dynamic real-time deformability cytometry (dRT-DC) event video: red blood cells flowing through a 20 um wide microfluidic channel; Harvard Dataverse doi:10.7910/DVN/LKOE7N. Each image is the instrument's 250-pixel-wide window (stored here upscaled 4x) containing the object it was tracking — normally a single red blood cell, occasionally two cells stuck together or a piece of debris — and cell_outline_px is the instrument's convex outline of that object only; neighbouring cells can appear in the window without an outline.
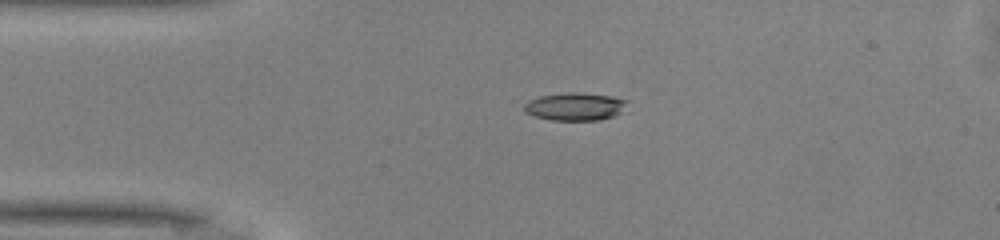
{"species": "common noctule bat (a hibernating species)", "species_latin": "Nyctalus noctula", "temperature_condition": "warm", "stored_images_in_passage": 39, "camera_frame_rate_fps": 3000, "um_per_image_px": 0.085, "animal": {"sex": "male", "body_mass_g": 13.0, "forearm_length_mm": 53.1}, "frame": {"image": 1, "passage_image": 1, "time_ms": 0.0, "image_size_px": [1000, 240], "cell_outline_px": [[628, 100], [620, 112], [612, 116], [600, 120], [552, 120], [536, 116], [524, 112], [524, 104], [528, 100], [540, 96], [564, 92], [580, 92], [612, 96]], "centroid_in_image_um": [48.84, 9.04], "position_along_channel_um": 36.2, "area_um2": 16.65}}
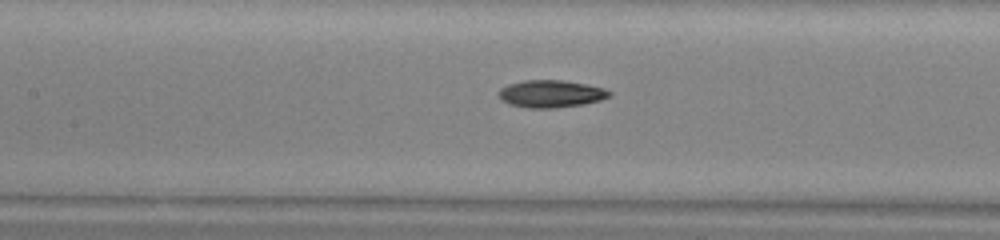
{"frame": {"image": 2, "passage_image": 12, "time_ms": 3.667, "image_size_px": [1000, 240], "cell_outline_px": [[612, 96], [600, 100], [584, 104], [552, 108], [528, 108], [512, 104], [504, 100], [500, 96], [500, 88], [508, 84], [524, 80], [564, 80], [604, 88], [612, 92]], "centroid_in_image_um": [46.88, 7.96], "position_along_channel_um": 160.5, "area_um2": 17.46}}
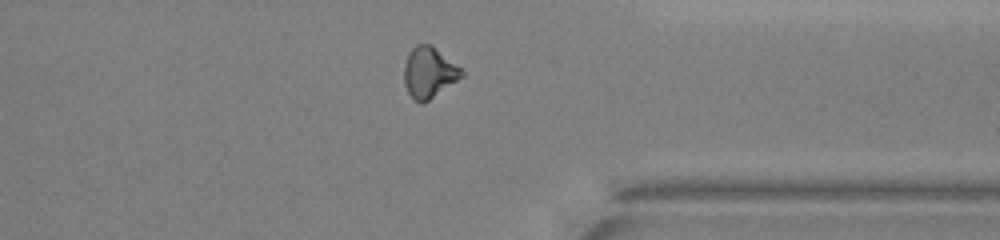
{"frame": {"image": 3, "passage_image": 28, "time_ms": 9.0, "image_size_px": [1000, 240], "cell_outline_px": [[464, 76], [428, 100], [420, 104], [408, 92], [404, 84], [404, 64], [412, 48], [416, 44], [428, 44], [460, 68], [464, 72]], "centroid_in_image_um": [36.44, 6.18], "position_along_channel_um": 375.0, "area_um2": 16.47}, "authors_computed_cell_mechanics": {"area_um2": 16.9932, "velocity_mm_per_s": 4.1752, "shape_relaxation_time_tau1_ms": 9.5663, "shape_relaxation_time_tau2_ms": null, "deformation_change_tau1": 0.2016, "deformation_change_tau2": null}}